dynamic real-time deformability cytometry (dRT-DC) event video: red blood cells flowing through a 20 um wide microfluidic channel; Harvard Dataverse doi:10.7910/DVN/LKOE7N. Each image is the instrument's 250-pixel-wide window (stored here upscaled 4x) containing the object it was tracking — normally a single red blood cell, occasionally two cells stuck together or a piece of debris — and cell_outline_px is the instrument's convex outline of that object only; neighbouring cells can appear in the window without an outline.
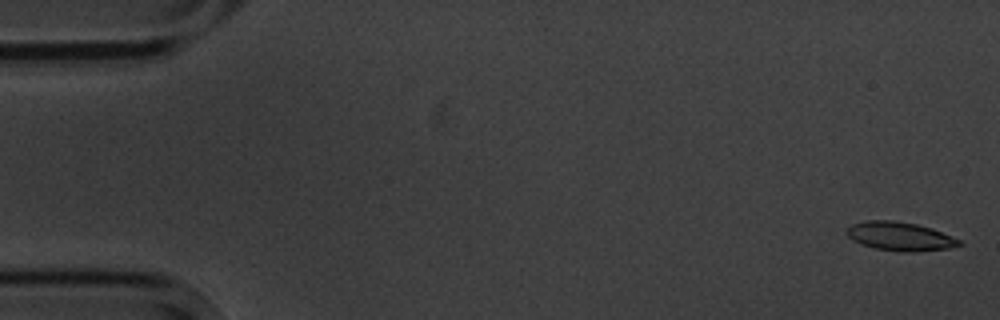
{"species": "common noctule bat (a hibernating species)", "species_latin": "Nyctalus noctula", "temperature_condition": "cold", "stored_images_in_passage": 5, "camera_frame_rate_fps": 3000, "um_per_image_px": 0.085, "animal": {"sex": "male", "body_mass_g": 20.1, "forearm_length_mm": 53.5}, "frame": {"image": 1, "passage_image": 1, "time_ms": 0.0, "image_size_px": [1000, 320], "cell_outline_px": [[964, 244], [948, 248], [916, 252], [900, 252], [876, 248], [860, 244], [852, 240], [844, 232], [852, 224], [868, 220], [892, 220], [916, 224], [932, 228], [960, 240]], "centroid_in_image_um": [76.48, 20.09], "position_along_channel_um": 8.5, "area_um2": 18.84}}
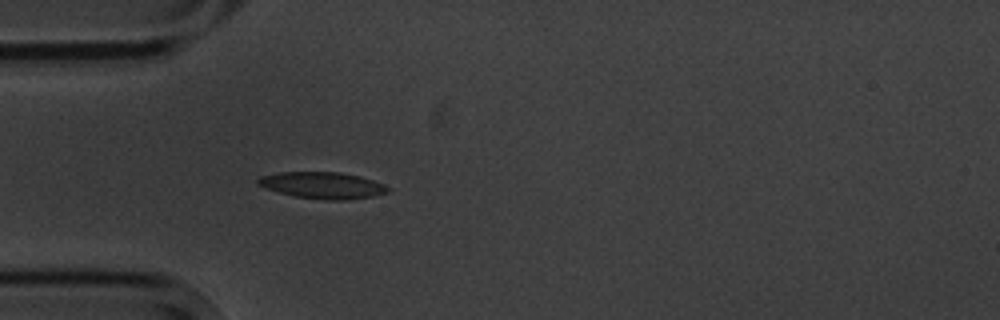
{"frame": {"image": 2, "passage_image": 5, "time_ms": 5.0, "image_size_px": [1000, 320], "cell_outline_px": [[392, 188], [388, 192], [372, 196], [344, 200], [324, 200], [296, 196], [280, 192], [256, 184], [256, 180], [260, 176], [280, 172], [340, 172], [360, 176], [384, 184]], "centroid_in_image_um": [27.44, 15.74], "position_along_channel_um": 57.6, "area_um2": 20.0}}